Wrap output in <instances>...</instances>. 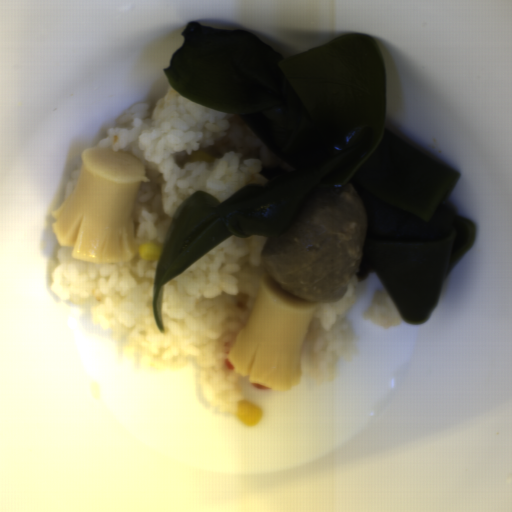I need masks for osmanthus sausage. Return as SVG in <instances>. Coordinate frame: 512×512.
Here are the masks:
<instances>
[{"mask_svg": "<svg viewBox=\"0 0 512 512\" xmlns=\"http://www.w3.org/2000/svg\"><path fill=\"white\" fill-rule=\"evenodd\" d=\"M143 182L149 180L137 156L103 146L83 150L74 191L50 213L57 242L90 263L134 259V210Z\"/></svg>", "mask_w": 512, "mask_h": 512, "instance_id": "d35146e8", "label": "osmanthus sausage"}, {"mask_svg": "<svg viewBox=\"0 0 512 512\" xmlns=\"http://www.w3.org/2000/svg\"><path fill=\"white\" fill-rule=\"evenodd\" d=\"M315 306L287 292L267 271L260 274L252 310L231 340L227 360L252 384L285 392L298 386L300 354Z\"/></svg>", "mask_w": 512, "mask_h": 512, "instance_id": "a09e9dec", "label": "osmanthus sausage"}]
</instances>
